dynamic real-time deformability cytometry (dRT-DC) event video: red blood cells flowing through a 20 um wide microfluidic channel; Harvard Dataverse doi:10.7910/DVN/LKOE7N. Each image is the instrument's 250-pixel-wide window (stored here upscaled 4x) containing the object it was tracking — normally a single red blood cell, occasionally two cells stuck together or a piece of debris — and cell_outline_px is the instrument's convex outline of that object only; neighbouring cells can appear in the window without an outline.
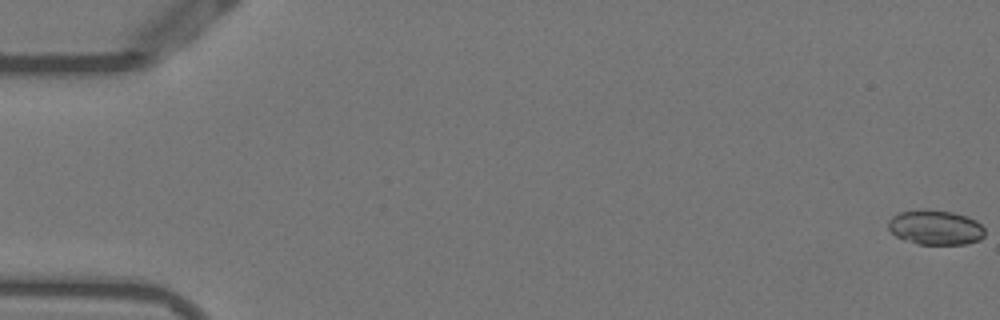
{"species": "Egyptian fruit bat (a non-hibernating species)", "species_latin": "Rousettus aegyptiacus", "temperature_condition": "warm", "stored_images_in_passage": 49, "camera_frame_rate_fps": 3000, "um_per_image_px": 0.085, "animal": {"sex": "female"}, "frame": {"image": 1, "passage_image": 1, "time_ms": 0.0, "image_size_px": [1000, 320], "cell_outline_px": [[984, 236], [980, 240], [968, 244], [920, 244], [896, 236], [888, 228], [888, 220], [892, 216], [900, 212], [924, 208], [952, 212], [976, 220], [984, 228]], "centroid_in_image_um": [79.52, 19.32], "position_along_channel_um": 5.5, "area_um2": 19.54}}
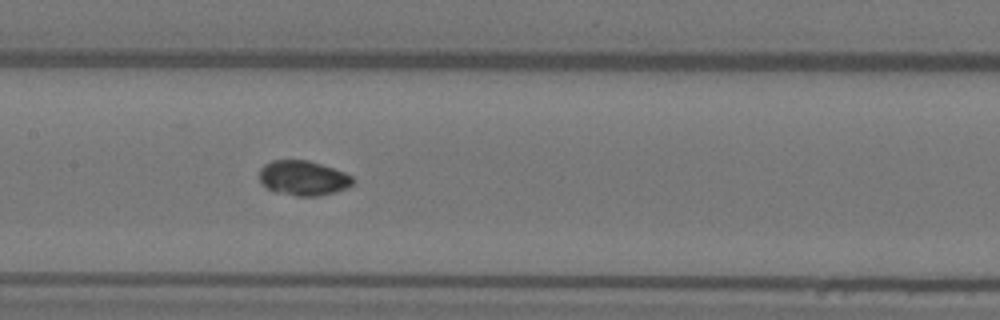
{"frame": {"image": 2, "passage_image": 27, "time_ms": 8.667, "image_size_px": [1000, 320], "cell_outline_px": [[356, 180], [348, 188], [336, 192], [320, 196], [296, 196], [276, 192], [268, 188], [260, 180], [260, 168], [264, 164], [272, 160], [308, 160], [344, 172], [352, 176]], "centroid_in_image_um": [25.8, 15.14], "position_along_channel_um": 181.6, "area_um2": 19.02}}
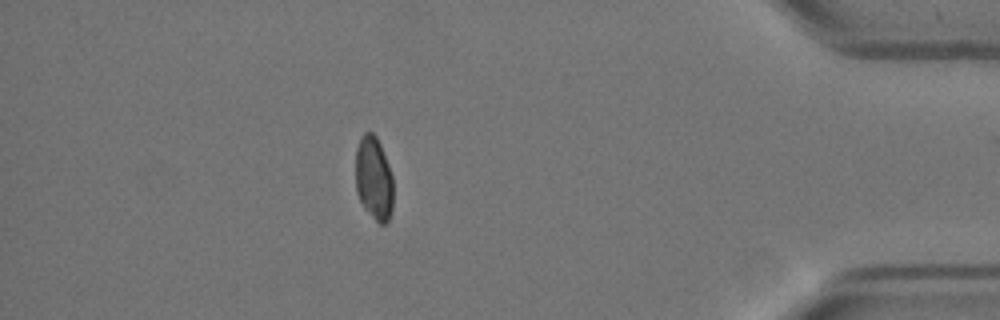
{"frame": {"image": 3, "passage_image": 48, "time_ms": 15.667, "image_size_px": [1000, 320], "cell_outline_px": [[392, 212], [388, 220], [384, 224], [380, 224], [364, 208], [356, 192], [356, 148], [360, 136], [364, 132], [372, 132], [376, 136], [380, 144], [388, 164], [392, 176]], "centroid_in_image_um": [31.76, 15.14], "position_along_channel_um": 403.4, "area_um2": 18.32}}